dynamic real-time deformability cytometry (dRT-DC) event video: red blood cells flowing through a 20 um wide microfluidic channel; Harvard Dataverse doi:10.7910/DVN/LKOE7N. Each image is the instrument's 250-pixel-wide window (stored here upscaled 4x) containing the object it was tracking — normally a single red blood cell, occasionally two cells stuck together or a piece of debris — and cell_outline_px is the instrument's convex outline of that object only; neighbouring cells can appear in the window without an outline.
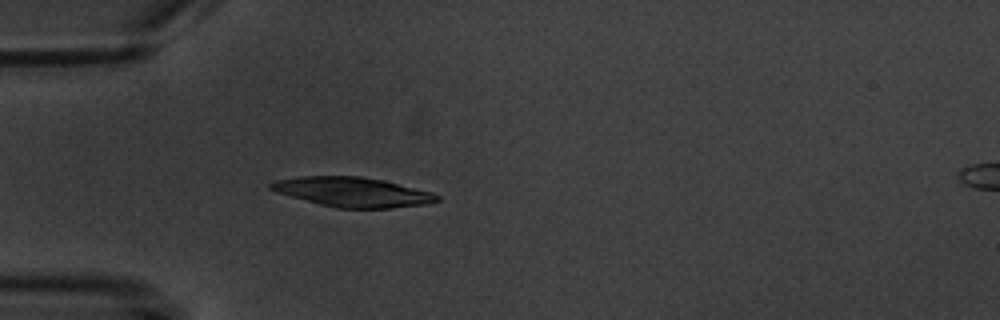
{"species": "common noctule bat (a hibernating species)", "species_latin": "Nyctalus noctula", "temperature_condition": "warm", "stored_images_in_passage": 3, "camera_frame_rate_fps": 3000, "um_per_image_px": 0.085, "animal": {"sex": "male", "body_mass_g": 20.1, "forearm_length_mm": 53.5}, "frame": {"image": 1, "passage_image": 3, "time_ms": 4.0, "image_size_px": [1000, 320], "cell_outline_px": [[440, 200], [424, 204], [392, 208], [336, 208], [320, 204], [276, 192], [268, 188], [268, 184], [276, 180], [300, 176], [360, 176], [384, 180], [432, 192], [440, 196]], "centroid_in_image_um": [29.96, 16.32], "position_along_channel_um": 55.0, "area_um2": 28.61}}